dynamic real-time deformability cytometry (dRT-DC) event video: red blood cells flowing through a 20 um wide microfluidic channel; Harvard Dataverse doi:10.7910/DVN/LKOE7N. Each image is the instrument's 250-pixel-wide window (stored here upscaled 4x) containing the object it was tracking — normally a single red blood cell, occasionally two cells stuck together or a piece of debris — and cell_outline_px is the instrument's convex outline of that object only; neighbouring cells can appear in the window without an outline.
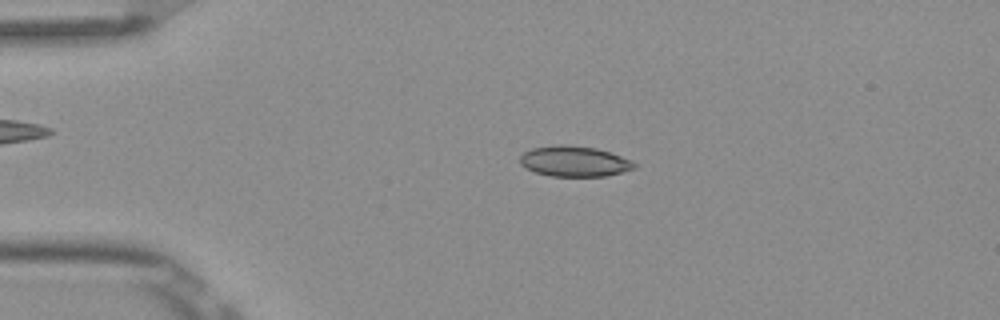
{"species": "Egyptian fruit bat (a non-hibernating species)", "species_latin": "Rousettus aegyptiacus", "temperature_condition": "room temperature", "stored_images_in_passage": 4, "camera_frame_rate_fps": 3000, "um_per_image_px": 0.085, "frame": {"image": 1, "passage_image": 3, "time_ms": 0.667, "image_size_px": [1000, 320], "cell_outline_px": [[636, 168], [604, 176], [548, 176], [524, 168], [520, 164], [520, 156], [524, 152], [532, 148], [556, 144], [568, 144], [596, 148], [612, 152], [636, 164]], "centroid_in_image_um": [48.77, 13.7], "position_along_channel_um": 36.2, "area_um2": 20.4}}